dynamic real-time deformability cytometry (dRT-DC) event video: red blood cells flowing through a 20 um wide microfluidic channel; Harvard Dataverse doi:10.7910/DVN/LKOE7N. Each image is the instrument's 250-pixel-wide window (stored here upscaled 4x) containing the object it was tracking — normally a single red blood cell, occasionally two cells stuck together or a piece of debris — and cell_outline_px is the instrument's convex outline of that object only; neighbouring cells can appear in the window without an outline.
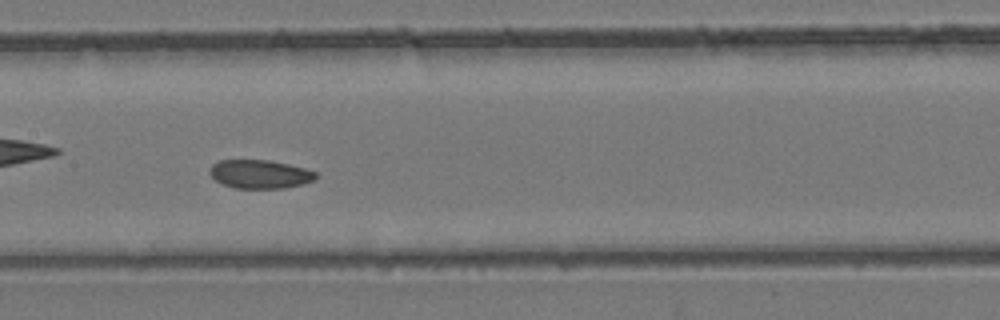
{"species": "common noctule bat (a hibernating species)", "species_latin": "Nyctalus noctula", "temperature_condition": "room temperature", "stored_images_in_passage": 30, "camera_frame_rate_fps": 3000, "um_per_image_px": 0.085, "animal": {"sex": "female", "body_mass_g": 24.6, "forearm_length_mm": 56.2}, "frame": {"image": 1, "passage_image": 9, "time_ms": 2.667, "image_size_px": [1000, 320], "cell_outline_px": [[316, 176], [312, 180], [304, 184], [284, 188], [236, 188], [220, 184], [208, 172], [212, 164], [220, 160], [268, 160], [288, 164], [304, 168], [316, 172]], "centroid_in_image_um": [22.06, 14.8], "position_along_channel_um": 185.3, "area_um2": 17.63}}